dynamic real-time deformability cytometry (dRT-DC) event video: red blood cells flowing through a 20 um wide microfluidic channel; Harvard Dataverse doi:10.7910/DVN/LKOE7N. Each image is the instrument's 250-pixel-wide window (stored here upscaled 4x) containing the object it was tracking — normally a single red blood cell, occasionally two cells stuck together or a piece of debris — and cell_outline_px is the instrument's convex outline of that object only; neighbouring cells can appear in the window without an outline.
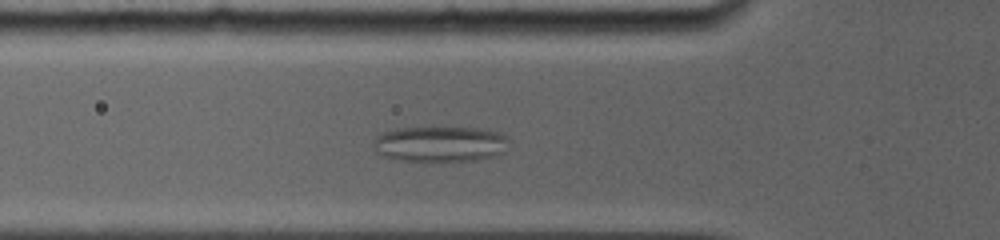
{"species": "common noctule bat (a hibernating species)", "species_latin": "Nyctalus noctula", "temperature_condition": "room temperature", "stored_images_in_passage": 37, "camera_frame_rate_fps": 5000, "um_per_image_px": 0.085, "animal": {"sex": "female", "body_mass_g": 19.0, "forearm_length_mm": 56.7}, "frame": {"image": 1, "passage_image": 11, "time_ms": 4.0, "image_size_px": [1000, 240], "cell_outline_px": [[508, 140], [504, 152], [496, 156], [476, 160], [452, 164], [432, 164], [392, 160], [380, 152], [376, 148], [376, 140], [384, 132], [400, 128], [432, 124], [488, 128], [500, 132]], "centroid_in_image_um": [37.49, 12.24], "position_along_channel_um": 88.3, "area_um2": 30.29}}
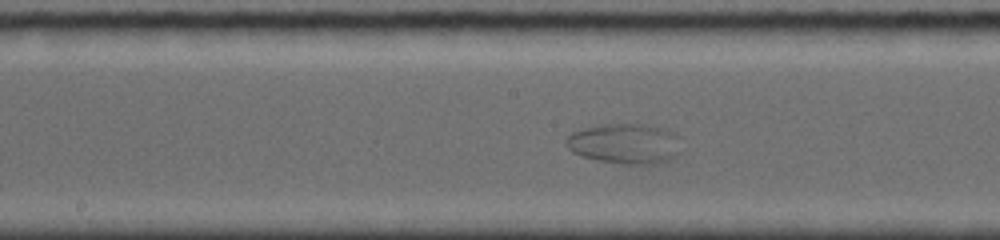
{"frame": {"image": 2, "passage_image": 19, "time_ms": 7.0, "image_size_px": [1000, 240], "cell_outline_px": [[680, 152], [672, 160], [640, 168], [600, 160], [584, 156], [572, 152], [568, 148], [568, 136], [572, 132], [596, 124], [648, 124], [672, 132]], "centroid_in_image_um": [53.12, 12.25], "position_along_channel_um": 195.1, "area_um2": 27.22}}
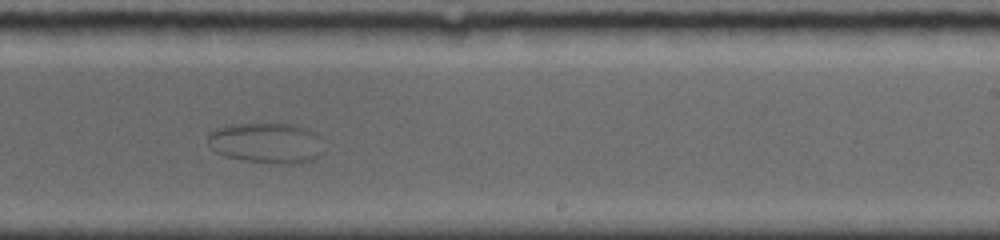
{"frame": {"image": 3, "passage_image": 24, "time_ms": 9.0, "image_size_px": [1000, 240], "cell_outline_px": [[316, 156], [312, 160], [296, 164], [280, 164], [244, 160], [224, 156], [216, 152], [212, 148], [208, 140], [208, 136], [216, 128], [228, 124], [296, 124], [312, 132]], "centroid_in_image_um": [22.47, 12.15], "position_along_channel_um": 266.5, "area_um2": 26.18}}